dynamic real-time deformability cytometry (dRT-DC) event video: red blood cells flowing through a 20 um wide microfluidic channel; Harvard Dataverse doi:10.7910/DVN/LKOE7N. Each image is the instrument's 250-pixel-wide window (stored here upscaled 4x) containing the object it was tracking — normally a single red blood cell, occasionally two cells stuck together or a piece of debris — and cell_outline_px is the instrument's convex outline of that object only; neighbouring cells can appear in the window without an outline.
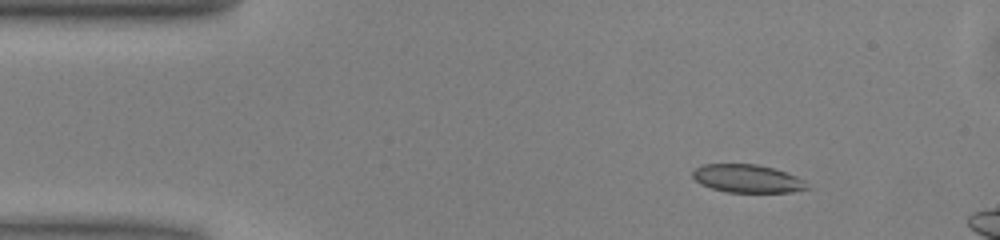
{"species": "common noctule bat (a hibernating species)", "species_latin": "Nyctalus noctula", "temperature_condition": "warm", "stored_images_in_passage": 7, "camera_frame_rate_fps": 3000, "um_per_image_px": 0.085, "animal": {"sex": "male", "body_mass_g": 13.0, "forearm_length_mm": 53.1}, "frame": {"image": 1, "passage_image": 1, "time_ms": 0.0, "image_size_px": [1000, 240], "cell_outline_px": [[812, 188], [792, 192], [728, 192], [712, 188], [700, 184], [692, 176], [692, 172], [696, 168], [704, 164], [756, 164], [772, 168], [796, 176], [804, 180]], "centroid_in_image_um": [63.55, 15.19], "position_along_channel_um": 21.5, "area_um2": 18.67}}